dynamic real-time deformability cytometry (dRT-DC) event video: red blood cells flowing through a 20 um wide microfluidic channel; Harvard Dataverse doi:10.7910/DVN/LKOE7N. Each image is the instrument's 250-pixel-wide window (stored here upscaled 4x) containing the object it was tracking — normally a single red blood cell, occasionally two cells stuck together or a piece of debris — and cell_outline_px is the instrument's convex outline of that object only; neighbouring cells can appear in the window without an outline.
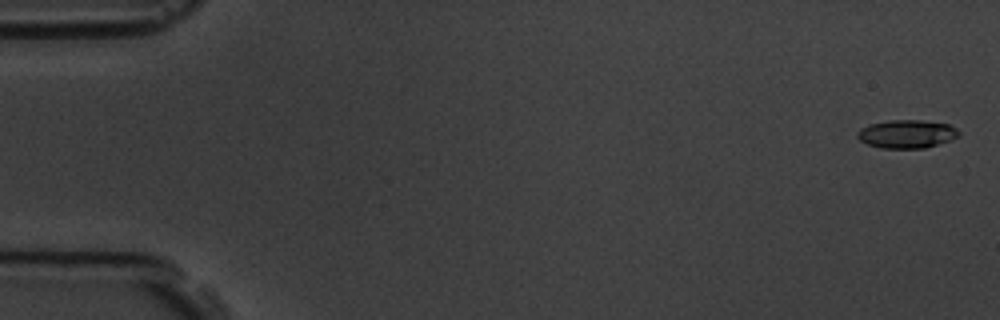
{"species": "common noctule bat (a hibernating species)", "species_latin": "Nyctalus noctula", "temperature_condition": "room temperature", "stored_images_in_passage": 6, "camera_frame_rate_fps": 3000, "um_per_image_px": 0.085, "animal": {"sex": "male", "body_mass_g": 19.5, "forearm_length_mm": 54.6}, "frame": {"image": 1, "passage_image": 1, "time_ms": 0.0, "image_size_px": [1000, 320], "cell_outline_px": [[960, 136], [924, 148], [880, 148], [868, 144], [860, 140], [856, 136], [856, 132], [860, 128], [868, 124], [888, 120], [920, 120], [948, 124], [956, 128], [960, 132]], "centroid_in_image_um": [77.03, 11.38], "position_along_channel_um": 8.0, "area_um2": 16.7}}